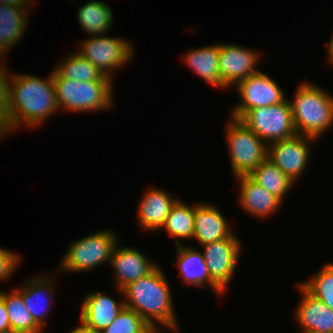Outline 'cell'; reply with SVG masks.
<instances>
[{"mask_svg":"<svg viewBox=\"0 0 333 333\" xmlns=\"http://www.w3.org/2000/svg\"><path fill=\"white\" fill-rule=\"evenodd\" d=\"M306 333H321V332H306ZM329 333H333V332H329Z\"/></svg>","mask_w":333,"mask_h":333,"instance_id":"8d00e7d4","label":"cell"},{"mask_svg":"<svg viewBox=\"0 0 333 333\" xmlns=\"http://www.w3.org/2000/svg\"><path fill=\"white\" fill-rule=\"evenodd\" d=\"M239 120L267 145L297 135L288 99L277 105L248 110Z\"/></svg>","mask_w":333,"mask_h":333,"instance_id":"52a82bcc","label":"cell"},{"mask_svg":"<svg viewBox=\"0 0 333 333\" xmlns=\"http://www.w3.org/2000/svg\"><path fill=\"white\" fill-rule=\"evenodd\" d=\"M27 11L26 7L0 4V41L9 50L25 34L29 22Z\"/></svg>","mask_w":333,"mask_h":333,"instance_id":"603a6c76","label":"cell"},{"mask_svg":"<svg viewBox=\"0 0 333 333\" xmlns=\"http://www.w3.org/2000/svg\"><path fill=\"white\" fill-rule=\"evenodd\" d=\"M26 281L23 288L20 287L16 290L22 295L24 304L35 322L44 329L46 326L45 318L53 300L52 295L56 290L55 281L50 275H36L33 278L31 276Z\"/></svg>","mask_w":333,"mask_h":333,"instance_id":"9a60e30c","label":"cell"},{"mask_svg":"<svg viewBox=\"0 0 333 333\" xmlns=\"http://www.w3.org/2000/svg\"><path fill=\"white\" fill-rule=\"evenodd\" d=\"M11 132L13 131L7 113L5 70L0 68V138L9 135Z\"/></svg>","mask_w":333,"mask_h":333,"instance_id":"4dcf8cb0","label":"cell"},{"mask_svg":"<svg viewBox=\"0 0 333 333\" xmlns=\"http://www.w3.org/2000/svg\"><path fill=\"white\" fill-rule=\"evenodd\" d=\"M226 141L235 178L248 176L267 158V144L241 120L229 117Z\"/></svg>","mask_w":333,"mask_h":333,"instance_id":"5b68a950","label":"cell"},{"mask_svg":"<svg viewBox=\"0 0 333 333\" xmlns=\"http://www.w3.org/2000/svg\"><path fill=\"white\" fill-rule=\"evenodd\" d=\"M312 140L317 139L296 135L290 139L272 142L267 146V159L278 166L295 183L306 170Z\"/></svg>","mask_w":333,"mask_h":333,"instance_id":"8fae6325","label":"cell"},{"mask_svg":"<svg viewBox=\"0 0 333 333\" xmlns=\"http://www.w3.org/2000/svg\"><path fill=\"white\" fill-rule=\"evenodd\" d=\"M234 232L220 241L202 245V254L208 267L210 277L224 290L235 273L241 254V241Z\"/></svg>","mask_w":333,"mask_h":333,"instance_id":"30bf717a","label":"cell"},{"mask_svg":"<svg viewBox=\"0 0 333 333\" xmlns=\"http://www.w3.org/2000/svg\"><path fill=\"white\" fill-rule=\"evenodd\" d=\"M177 267L179 268V277L188 285L202 287L209 285L211 291L217 296L225 294L224 290L210 277L208 267L202 252L195 247L177 245Z\"/></svg>","mask_w":333,"mask_h":333,"instance_id":"e0dca14e","label":"cell"},{"mask_svg":"<svg viewBox=\"0 0 333 333\" xmlns=\"http://www.w3.org/2000/svg\"><path fill=\"white\" fill-rule=\"evenodd\" d=\"M7 51L9 52V49L0 41V59H1L0 60V68L4 69V70L7 69L6 66H5V65H7V64H5V62H7V61L4 60L5 59V57H4L5 53L8 54Z\"/></svg>","mask_w":333,"mask_h":333,"instance_id":"e575fe53","label":"cell"},{"mask_svg":"<svg viewBox=\"0 0 333 333\" xmlns=\"http://www.w3.org/2000/svg\"><path fill=\"white\" fill-rule=\"evenodd\" d=\"M79 49V50H78ZM77 52L94 64L105 76L112 78L111 74L130 63L134 56V47L128 40L109 37L105 34L92 36L80 42Z\"/></svg>","mask_w":333,"mask_h":333,"instance_id":"ba28073f","label":"cell"},{"mask_svg":"<svg viewBox=\"0 0 333 333\" xmlns=\"http://www.w3.org/2000/svg\"><path fill=\"white\" fill-rule=\"evenodd\" d=\"M52 78L59 110L82 113L106 111L113 106V79L110 77L104 75L99 81L80 82L63 78L53 69Z\"/></svg>","mask_w":333,"mask_h":333,"instance_id":"277c9868","label":"cell"},{"mask_svg":"<svg viewBox=\"0 0 333 333\" xmlns=\"http://www.w3.org/2000/svg\"><path fill=\"white\" fill-rule=\"evenodd\" d=\"M248 176L282 202H284L283 199L292 188V185L295 184L278 166L267 158Z\"/></svg>","mask_w":333,"mask_h":333,"instance_id":"d4e9b609","label":"cell"},{"mask_svg":"<svg viewBox=\"0 0 333 333\" xmlns=\"http://www.w3.org/2000/svg\"><path fill=\"white\" fill-rule=\"evenodd\" d=\"M241 101L232 108L231 116L240 119L248 110L277 105L286 100L282 88L262 71L250 75L235 86Z\"/></svg>","mask_w":333,"mask_h":333,"instance_id":"9c48e42d","label":"cell"},{"mask_svg":"<svg viewBox=\"0 0 333 333\" xmlns=\"http://www.w3.org/2000/svg\"><path fill=\"white\" fill-rule=\"evenodd\" d=\"M54 70L63 78L80 82L99 81L104 75L77 51L65 57Z\"/></svg>","mask_w":333,"mask_h":333,"instance_id":"4316f807","label":"cell"},{"mask_svg":"<svg viewBox=\"0 0 333 333\" xmlns=\"http://www.w3.org/2000/svg\"><path fill=\"white\" fill-rule=\"evenodd\" d=\"M117 240L118 236L112 230L104 229L75 240L63 255L58 271H92L101 264L110 262Z\"/></svg>","mask_w":333,"mask_h":333,"instance_id":"8992f818","label":"cell"},{"mask_svg":"<svg viewBox=\"0 0 333 333\" xmlns=\"http://www.w3.org/2000/svg\"><path fill=\"white\" fill-rule=\"evenodd\" d=\"M0 333H10V323L6 305L0 297Z\"/></svg>","mask_w":333,"mask_h":333,"instance_id":"1f68e13d","label":"cell"},{"mask_svg":"<svg viewBox=\"0 0 333 333\" xmlns=\"http://www.w3.org/2000/svg\"><path fill=\"white\" fill-rule=\"evenodd\" d=\"M7 71V113L12 131L22 125L36 128L59 111L52 72L43 79L31 74L9 75Z\"/></svg>","mask_w":333,"mask_h":333,"instance_id":"6da1fadb","label":"cell"},{"mask_svg":"<svg viewBox=\"0 0 333 333\" xmlns=\"http://www.w3.org/2000/svg\"><path fill=\"white\" fill-rule=\"evenodd\" d=\"M162 271L158 266L148 276L120 289V294L125 307L137 312L155 331L163 333L156 325L160 323L174 332L179 330V325L168 281Z\"/></svg>","mask_w":333,"mask_h":333,"instance_id":"7a4b0ae2","label":"cell"},{"mask_svg":"<svg viewBox=\"0 0 333 333\" xmlns=\"http://www.w3.org/2000/svg\"><path fill=\"white\" fill-rule=\"evenodd\" d=\"M217 207L212 203L195 204L193 240L201 246L228 238L233 233L223 212Z\"/></svg>","mask_w":333,"mask_h":333,"instance_id":"5bb4252c","label":"cell"},{"mask_svg":"<svg viewBox=\"0 0 333 333\" xmlns=\"http://www.w3.org/2000/svg\"><path fill=\"white\" fill-rule=\"evenodd\" d=\"M81 324L75 328H73L69 333H99L95 331L93 328L88 327L86 324H84L82 321H80Z\"/></svg>","mask_w":333,"mask_h":333,"instance_id":"836d02e7","label":"cell"},{"mask_svg":"<svg viewBox=\"0 0 333 333\" xmlns=\"http://www.w3.org/2000/svg\"><path fill=\"white\" fill-rule=\"evenodd\" d=\"M0 297L7 308L10 333H42L44 329L35 322L16 288L8 293L0 291Z\"/></svg>","mask_w":333,"mask_h":333,"instance_id":"cb8c5ba5","label":"cell"},{"mask_svg":"<svg viewBox=\"0 0 333 333\" xmlns=\"http://www.w3.org/2000/svg\"><path fill=\"white\" fill-rule=\"evenodd\" d=\"M220 43L189 50L183 56L184 62L196 74L214 87L225 89L219 73Z\"/></svg>","mask_w":333,"mask_h":333,"instance_id":"44dd1931","label":"cell"},{"mask_svg":"<svg viewBox=\"0 0 333 333\" xmlns=\"http://www.w3.org/2000/svg\"><path fill=\"white\" fill-rule=\"evenodd\" d=\"M327 57H328V62L333 64V33L331 35V39L328 43V46H327Z\"/></svg>","mask_w":333,"mask_h":333,"instance_id":"d590c367","label":"cell"},{"mask_svg":"<svg viewBox=\"0 0 333 333\" xmlns=\"http://www.w3.org/2000/svg\"><path fill=\"white\" fill-rule=\"evenodd\" d=\"M76 18L84 32L91 36L106 34L114 21L110 6L100 0H91L81 5Z\"/></svg>","mask_w":333,"mask_h":333,"instance_id":"7402d4cb","label":"cell"},{"mask_svg":"<svg viewBox=\"0 0 333 333\" xmlns=\"http://www.w3.org/2000/svg\"><path fill=\"white\" fill-rule=\"evenodd\" d=\"M301 301L294 311V318L302 332H333V310L309 294L300 284Z\"/></svg>","mask_w":333,"mask_h":333,"instance_id":"d6986e66","label":"cell"},{"mask_svg":"<svg viewBox=\"0 0 333 333\" xmlns=\"http://www.w3.org/2000/svg\"><path fill=\"white\" fill-rule=\"evenodd\" d=\"M141 198L137 211L138 225L141 226V230L150 232L161 230L178 198L171 197L161 188H148Z\"/></svg>","mask_w":333,"mask_h":333,"instance_id":"ac0fdd59","label":"cell"},{"mask_svg":"<svg viewBox=\"0 0 333 333\" xmlns=\"http://www.w3.org/2000/svg\"><path fill=\"white\" fill-rule=\"evenodd\" d=\"M31 1L32 0H0V4L16 5L29 8V4H32Z\"/></svg>","mask_w":333,"mask_h":333,"instance_id":"d6a6232c","label":"cell"},{"mask_svg":"<svg viewBox=\"0 0 333 333\" xmlns=\"http://www.w3.org/2000/svg\"><path fill=\"white\" fill-rule=\"evenodd\" d=\"M260 54L238 44H220L219 73L222 83L228 89L236 86L259 70Z\"/></svg>","mask_w":333,"mask_h":333,"instance_id":"7c38bea8","label":"cell"},{"mask_svg":"<svg viewBox=\"0 0 333 333\" xmlns=\"http://www.w3.org/2000/svg\"><path fill=\"white\" fill-rule=\"evenodd\" d=\"M239 180V204L247 213L259 219L271 216L283 204V202L269 193L264 187L257 184L249 176H240Z\"/></svg>","mask_w":333,"mask_h":333,"instance_id":"ffe728a7","label":"cell"},{"mask_svg":"<svg viewBox=\"0 0 333 333\" xmlns=\"http://www.w3.org/2000/svg\"><path fill=\"white\" fill-rule=\"evenodd\" d=\"M20 256L13 251L0 247V281L10 279L20 264Z\"/></svg>","mask_w":333,"mask_h":333,"instance_id":"f546056e","label":"cell"},{"mask_svg":"<svg viewBox=\"0 0 333 333\" xmlns=\"http://www.w3.org/2000/svg\"><path fill=\"white\" fill-rule=\"evenodd\" d=\"M299 284L309 294L333 310V263L323 265L311 280Z\"/></svg>","mask_w":333,"mask_h":333,"instance_id":"83f0119b","label":"cell"},{"mask_svg":"<svg viewBox=\"0 0 333 333\" xmlns=\"http://www.w3.org/2000/svg\"><path fill=\"white\" fill-rule=\"evenodd\" d=\"M101 333H158L137 312L124 307Z\"/></svg>","mask_w":333,"mask_h":333,"instance_id":"f1b7e54d","label":"cell"},{"mask_svg":"<svg viewBox=\"0 0 333 333\" xmlns=\"http://www.w3.org/2000/svg\"><path fill=\"white\" fill-rule=\"evenodd\" d=\"M124 307V301H116L104 292H91L82 302L80 321L101 333Z\"/></svg>","mask_w":333,"mask_h":333,"instance_id":"2e32d148","label":"cell"},{"mask_svg":"<svg viewBox=\"0 0 333 333\" xmlns=\"http://www.w3.org/2000/svg\"><path fill=\"white\" fill-rule=\"evenodd\" d=\"M115 271L116 289L120 292L124 287L139 278L146 277L157 267L141 251L134 247H119L116 244L109 262Z\"/></svg>","mask_w":333,"mask_h":333,"instance_id":"4fadbf2b","label":"cell"},{"mask_svg":"<svg viewBox=\"0 0 333 333\" xmlns=\"http://www.w3.org/2000/svg\"><path fill=\"white\" fill-rule=\"evenodd\" d=\"M195 204L189 206L180 199L172 206L165 224L161 229L173 237L177 245H180L178 239L193 240L194 233Z\"/></svg>","mask_w":333,"mask_h":333,"instance_id":"484cf974","label":"cell"},{"mask_svg":"<svg viewBox=\"0 0 333 333\" xmlns=\"http://www.w3.org/2000/svg\"><path fill=\"white\" fill-rule=\"evenodd\" d=\"M289 103L297 135L318 139L333 125V95L317 84L302 82Z\"/></svg>","mask_w":333,"mask_h":333,"instance_id":"3957f363","label":"cell"}]
</instances>
